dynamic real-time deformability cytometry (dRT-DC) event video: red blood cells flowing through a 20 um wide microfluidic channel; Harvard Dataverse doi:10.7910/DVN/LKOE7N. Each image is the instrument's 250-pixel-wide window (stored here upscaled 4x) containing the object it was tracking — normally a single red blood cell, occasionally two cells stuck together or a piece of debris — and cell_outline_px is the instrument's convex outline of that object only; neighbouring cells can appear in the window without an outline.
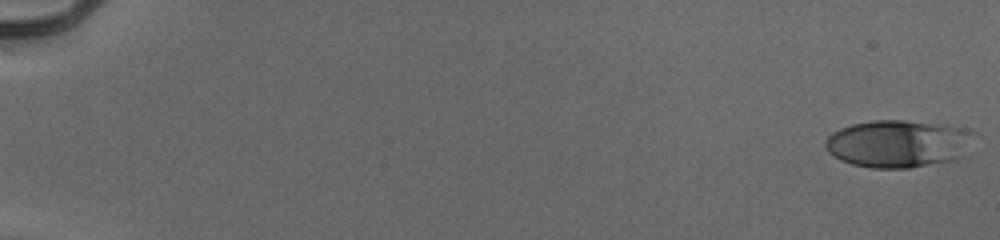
{"species": "human", "species_latin": "Homo sapiens", "temperature_condition": "cold", "stored_images_in_passage": 54, "camera_frame_rate_fps": 3000, "um_per_image_px": 0.085, "donor": {"sex": "male"}, "frame": {"image": 1, "passage_image": 1, "time_ms": 0.0, "image_size_px": [1000, 240], "cell_outline_px": [[968, 132], [964, 156], [960, 160], [908, 168], [872, 168], [852, 164], [840, 160], [828, 152], [824, 144], [828, 136], [832, 132], [840, 128], [852, 124], [872, 120], [904, 120], [960, 128]], "centroid_in_image_um": [76.23, 12.24], "position_along_channel_um": 8.8, "area_um2": 40.46}}
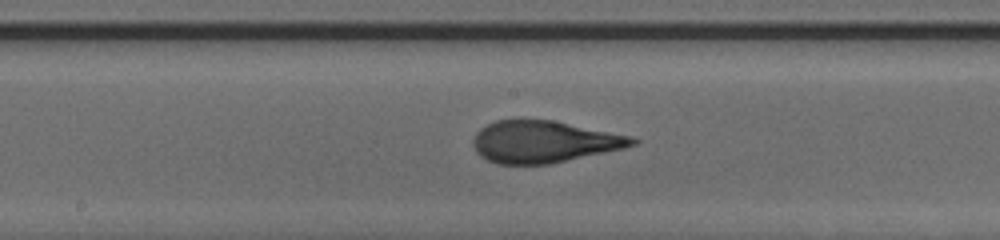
{"frame": {"image": 2, "passage_image": 31, "time_ms": 10.0, "image_size_px": [1000, 240], "cell_outline_px": [[640, 140], [636, 144], [624, 148], [548, 164], [496, 164], [480, 156], [476, 152], [472, 144], [472, 140], [476, 132], [480, 128], [496, 120], [552, 120], [632, 136]], "centroid_in_image_um": [46.21, 12.05], "position_along_channel_um": 202.0, "area_um2": 38.73}}
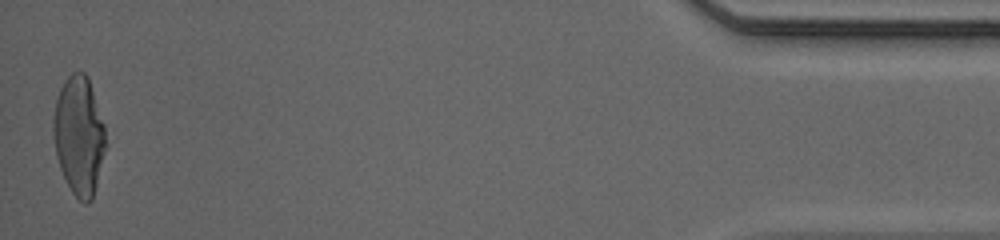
{"frame": {"image": 3, "passage_image": 54, "time_ms": 17.667, "image_size_px": [1000, 240], "cell_outline_px": [[104, 152], [92, 200], [88, 204], [84, 204], [72, 192], [60, 168], [56, 152], [52, 132], [52, 120], [56, 100], [60, 88], [68, 76], [72, 72], [84, 72], [88, 76], [104, 124]], "centroid_in_image_um": [6.69, 11.5], "position_along_channel_um": 428.5, "area_um2": 35.78}, "authors_computed_cell_mechanics": {"area_um2": 38.2925, "velocity_mm_per_s": 3.9543, "shape_relaxation_time_tau1_ms": 4.1011, "shape_relaxation_time_tau2_ms": 0.9623, "deformation_change_tau1": 0.2007, "deformation_change_tau2": 0.0996}}